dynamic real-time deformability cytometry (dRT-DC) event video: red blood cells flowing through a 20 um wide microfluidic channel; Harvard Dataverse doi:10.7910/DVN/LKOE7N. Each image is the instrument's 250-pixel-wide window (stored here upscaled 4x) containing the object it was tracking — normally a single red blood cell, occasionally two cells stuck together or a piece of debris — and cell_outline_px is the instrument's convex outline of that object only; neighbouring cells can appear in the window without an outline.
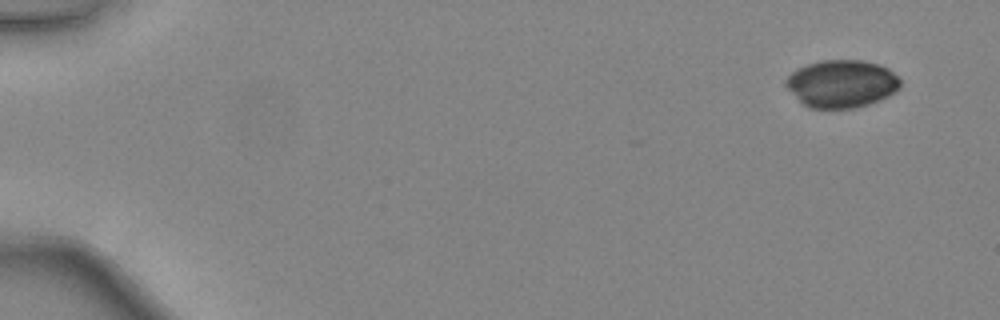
{"species": "common noctule bat (a hibernating species)", "species_latin": "Nyctalus noctula", "temperature_condition": "warm", "stored_images_in_passage": 45, "camera_frame_rate_fps": 3000, "um_per_image_px": 0.085, "animal": {"sex": "female", "body_mass_g": 24.6, "forearm_length_mm": 56.2}, "frame": {"image": 1, "passage_image": 1, "time_ms": 0.0, "image_size_px": [1000, 320], "cell_outline_px": [[900, 88], [888, 96], [880, 100], [868, 104], [852, 108], [808, 108], [784, 84], [784, 80], [796, 68], [808, 64], [824, 60], [860, 60], [880, 64], [888, 68], [900, 80]], "centroid_in_image_um": [71.54, 7.11], "position_along_channel_um": 13.5, "area_um2": 31.62}}
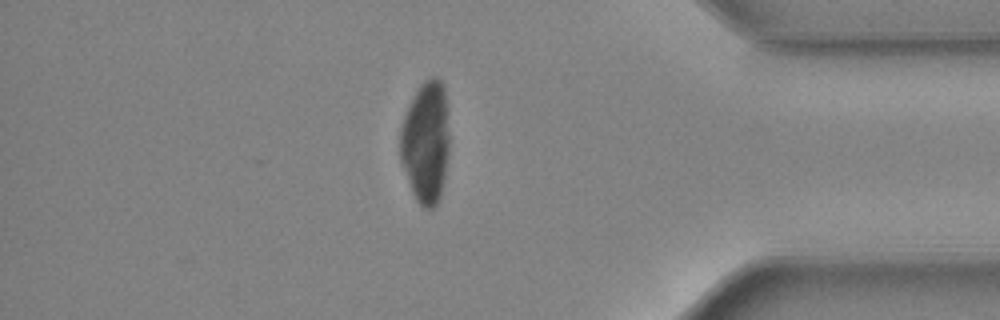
{"frame": {"image": 2, "passage_image": 39, "time_ms": 12.667, "image_size_px": [1000, 320], "cell_outline_px": [[448, 152], [444, 176], [440, 196], [436, 204], [432, 208], [424, 208], [416, 200], [412, 192], [400, 164], [400, 128], [408, 104], [412, 96], [420, 84], [424, 80], [432, 76], [436, 76], [444, 84], [448, 132]], "centroid_in_image_um": [36.16, 12.05], "position_along_channel_um": 399.0, "area_um2": 35.14}}
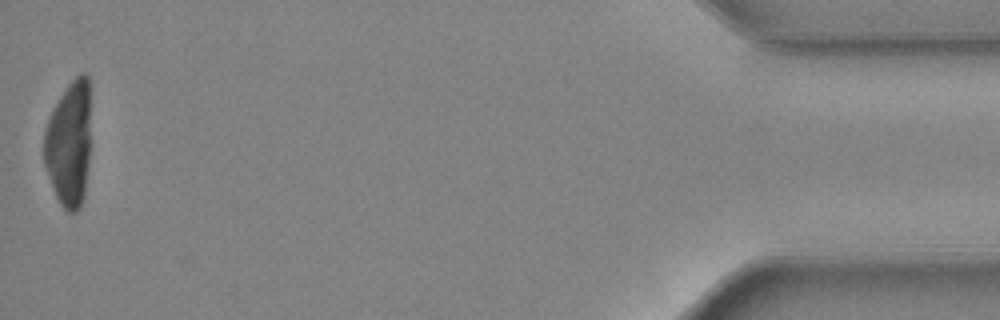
{"frame": {"image": 3, "passage_image": 45, "time_ms": 14.667, "image_size_px": [1000, 320], "cell_outline_px": [[88, 168], [84, 196], [80, 208], [76, 212], [68, 212], [60, 204], [52, 188], [44, 164], [44, 128], [60, 96], [68, 84], [80, 72], [88, 72]], "centroid_in_image_um": [5.85, 12.26], "position_along_channel_um": 429.4, "area_um2": 33.87}}